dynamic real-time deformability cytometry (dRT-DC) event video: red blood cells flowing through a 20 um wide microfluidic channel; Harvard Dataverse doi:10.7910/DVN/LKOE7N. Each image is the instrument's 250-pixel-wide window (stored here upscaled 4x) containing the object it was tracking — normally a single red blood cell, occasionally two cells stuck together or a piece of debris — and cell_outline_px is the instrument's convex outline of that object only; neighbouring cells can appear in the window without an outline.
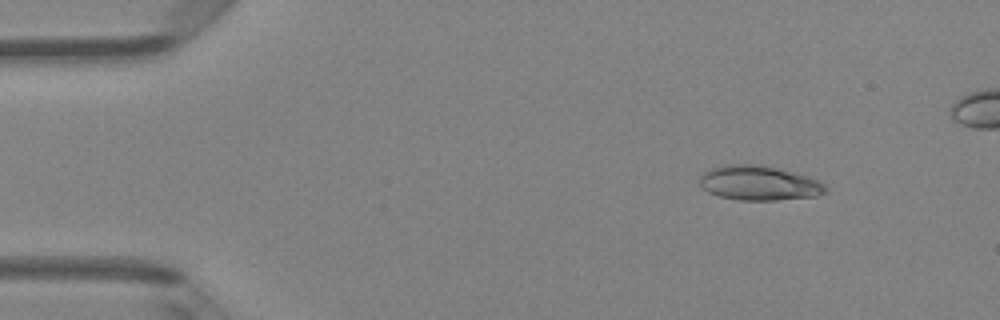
{"species": "Egyptian fruit bat (a non-hibernating species)", "species_latin": "Rousettus aegyptiacus", "temperature_condition": "room temperature", "stored_images_in_passage": 45, "camera_frame_rate_fps": 3000, "um_per_image_px": 0.085, "animal": {"sex": "female"}, "frame": {"image": 1, "passage_image": 6, "time_ms": 1.667, "image_size_px": [1000, 320], "cell_outline_px": [[828, 192], [816, 196], [776, 200], [740, 200], [720, 196], [708, 192], [700, 184], [700, 176], [708, 168], [724, 164], [764, 164], [804, 176], [816, 180], [824, 184], [828, 188]], "centroid_in_image_um": [64.49, 15.55], "position_along_channel_um": 20.5, "area_um2": 25.37}}
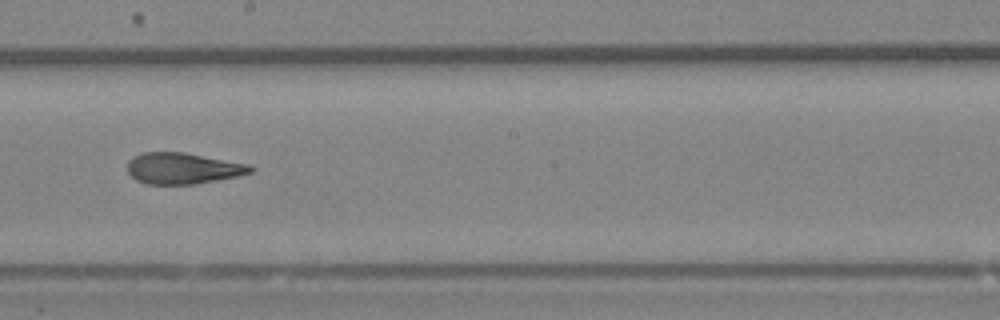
{"frame": {"image": 2, "passage_image": 27, "time_ms": 8.667, "image_size_px": [1000, 320], "cell_outline_px": [[256, 168], [252, 172], [236, 176], [216, 180], [192, 184], [144, 184], [136, 180], [128, 172], [128, 160], [132, 156], [144, 152], [184, 152], [248, 164]], "centroid_in_image_um": [15.51, 14.3], "position_along_channel_um": 232.7, "area_um2": 22.31}}
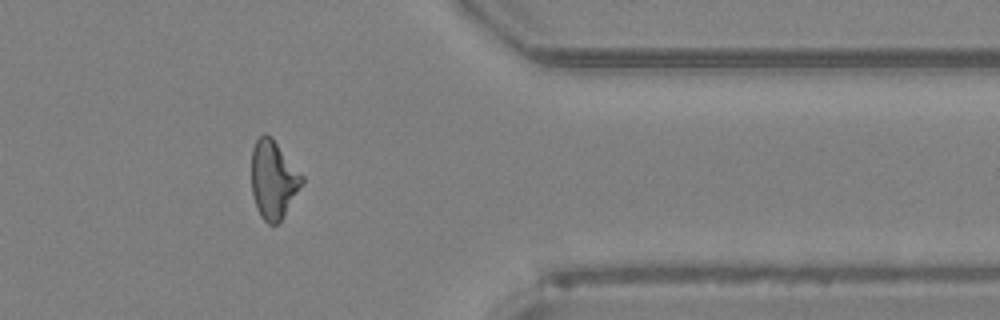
{"frame": {"image": 3, "passage_image": 39, "time_ms": 12.667, "image_size_px": [1000, 320], "cell_outline_px": [[304, 180], [280, 220], [276, 224], [268, 224], [260, 216], [256, 208], [252, 192], [252, 148], [256, 140], [264, 132], [272, 136], [304, 176]], "centroid_in_image_um": [23.22, 15.21], "position_along_channel_um": 388.2, "area_um2": 22.83}}